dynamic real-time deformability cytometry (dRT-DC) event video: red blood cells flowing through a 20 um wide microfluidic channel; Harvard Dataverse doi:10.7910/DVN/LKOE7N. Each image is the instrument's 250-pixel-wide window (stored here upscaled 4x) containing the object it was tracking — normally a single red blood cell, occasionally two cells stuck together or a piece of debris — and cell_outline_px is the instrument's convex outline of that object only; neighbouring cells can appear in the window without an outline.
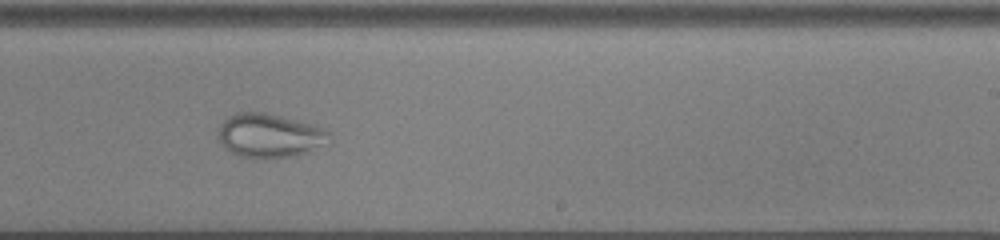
{"species": "common noctule bat (a hibernating species)", "species_latin": "Nyctalus noctula", "temperature_condition": "cold", "stored_images_in_passage": 38, "camera_frame_rate_fps": 3000, "um_per_image_px": 0.085, "animal": {"sex": "male", "body_mass_g": 13.0, "forearm_length_mm": 53.1}, "frame": {"image": 1, "passage_image": 22, "time_ms": 7.0, "image_size_px": [1000, 240], "cell_outline_px": [[332, 132], [328, 144], [308, 152], [296, 156], [240, 156], [228, 152], [220, 140], [220, 124], [228, 116], [236, 112], [264, 112], [312, 124]], "centroid_in_image_um": [22.96, 11.5], "position_along_channel_um": 266.0, "area_um2": 28.03}}